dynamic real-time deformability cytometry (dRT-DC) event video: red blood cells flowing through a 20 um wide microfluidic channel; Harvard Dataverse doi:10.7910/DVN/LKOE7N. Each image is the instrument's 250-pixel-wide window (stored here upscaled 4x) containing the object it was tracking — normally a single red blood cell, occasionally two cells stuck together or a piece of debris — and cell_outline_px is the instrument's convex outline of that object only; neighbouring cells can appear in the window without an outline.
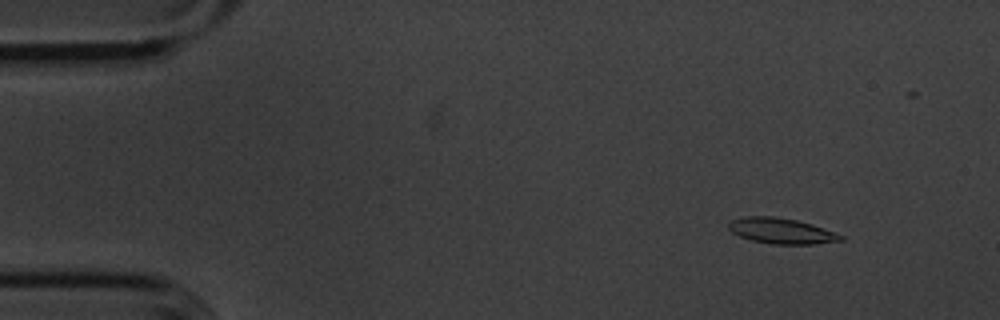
{"species": "common noctule bat (a hibernating species)", "species_latin": "Nyctalus noctula", "temperature_condition": "cold", "stored_images_in_passage": 55, "camera_frame_rate_fps": 3000, "um_per_image_px": 0.085, "animal": {"sex": "male", "body_mass_g": 20.1, "forearm_length_mm": 53.5}, "frame": {"image": 1, "passage_image": 6, "time_ms": 1.667, "image_size_px": [1000, 320], "cell_outline_px": [[844, 240], [812, 244], [772, 244], [752, 240], [740, 236], [732, 232], [728, 228], [728, 224], [732, 220], [744, 216], [772, 216], [796, 220], [812, 224], [844, 236]], "centroid_in_image_um": [66.4, 19.62], "position_along_channel_um": 18.6, "area_um2": 16.59}}
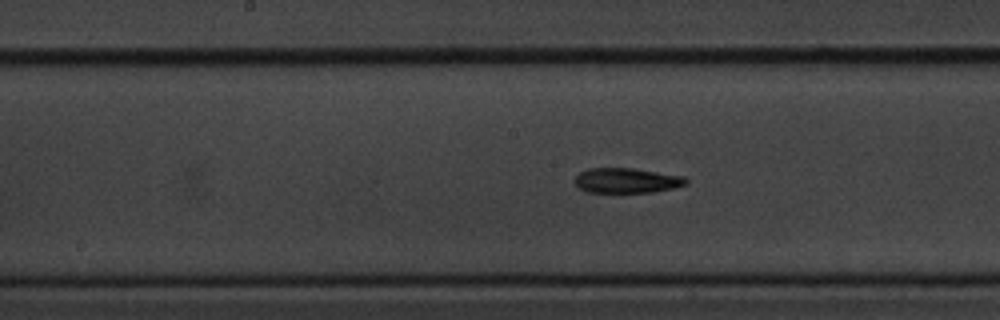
{"frame": {"image": 2, "passage_image": 28, "time_ms": 9.0, "image_size_px": [1000, 320], "cell_outline_px": [[688, 184], [672, 188], [652, 192], [588, 192], [580, 188], [572, 180], [580, 172], [588, 168], [632, 168], [684, 176], [688, 180]], "centroid_in_image_um": [53.26, 15.34], "position_along_channel_um": 194.9, "area_um2": 16.18}}
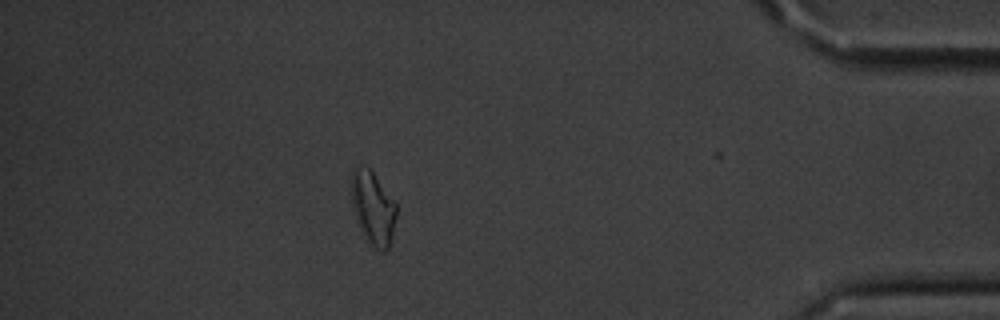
{"frame": {"image": 3, "passage_image": 49, "time_ms": 16.0, "image_size_px": [1000, 320], "cell_outline_px": [[396, 216], [392, 236], [388, 248], [384, 252], [380, 252], [368, 244], [352, 204], [352, 168], [356, 164], [360, 164], [368, 168], [372, 172], [396, 204]], "centroid_in_image_um": [31.71, 17.68], "position_along_channel_um": 403.5, "area_um2": 18.79}, "authors_computed_cell_mechanics": {"area_um2": 16.7042, "velocity_mm_per_s": 3.5969, "shape_relaxation_time_tau1_ms": 4.6223, "shape_relaxation_time_tau2_ms": 9.6182, "deformation_change_tau1": 0.1694, "deformation_change_tau2": 0.207}}